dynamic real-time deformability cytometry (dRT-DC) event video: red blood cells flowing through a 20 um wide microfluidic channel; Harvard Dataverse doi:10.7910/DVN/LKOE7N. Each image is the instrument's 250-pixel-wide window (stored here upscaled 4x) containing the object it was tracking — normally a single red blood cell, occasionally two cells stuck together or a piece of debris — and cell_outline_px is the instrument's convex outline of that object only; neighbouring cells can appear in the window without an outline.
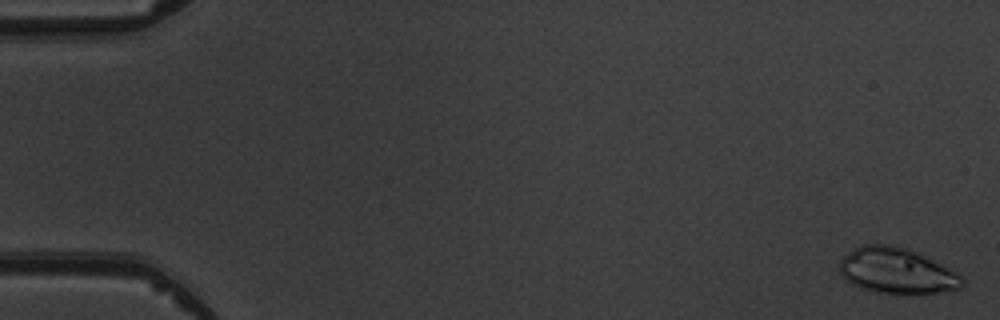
{"species": "common noctule bat (a hibernating species)", "species_latin": "Nyctalus noctula", "temperature_condition": "warm", "stored_images_in_passage": 6, "camera_frame_rate_fps": 3000, "um_per_image_px": 0.085, "animal": {"sex": "male", "body_mass_g": 19.5, "forearm_length_mm": 54.6}, "frame": {"image": 1, "passage_image": 1, "time_ms": 0.0, "image_size_px": [1000, 320], "cell_outline_px": [[964, 284], [960, 288], [936, 292], [876, 292], [860, 288], [844, 280], [840, 272], [840, 260], [848, 252], [864, 244], [892, 244], [908, 248], [956, 272], [964, 280]], "centroid_in_image_um": [76.17, 22.99], "position_along_channel_um": 8.8, "area_um2": 32.08}}
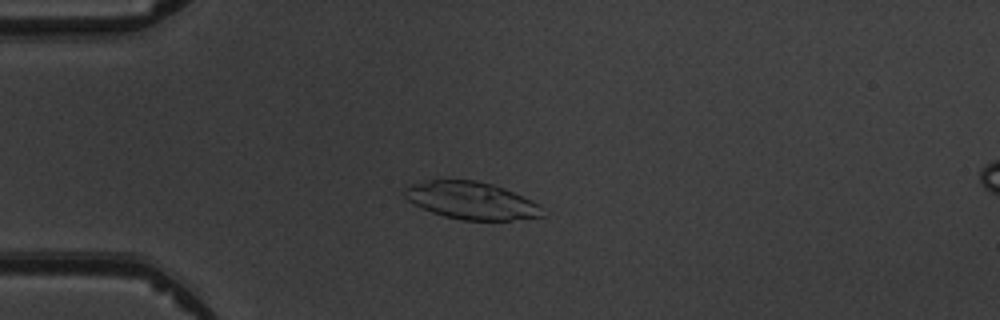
{"frame": {"image": 2, "passage_image": 4, "time_ms": 4.333, "image_size_px": [1000, 320], "cell_outline_px": [[544, 216], [512, 220], [464, 220], [444, 216], [432, 212], [412, 204], [404, 196], [404, 188], [408, 184], [432, 180], [476, 180], [492, 184], [504, 188], [532, 200], [540, 204]], "centroid_in_image_um": [40.05, 17.04], "position_along_channel_um": 45.0, "area_um2": 30.06}}
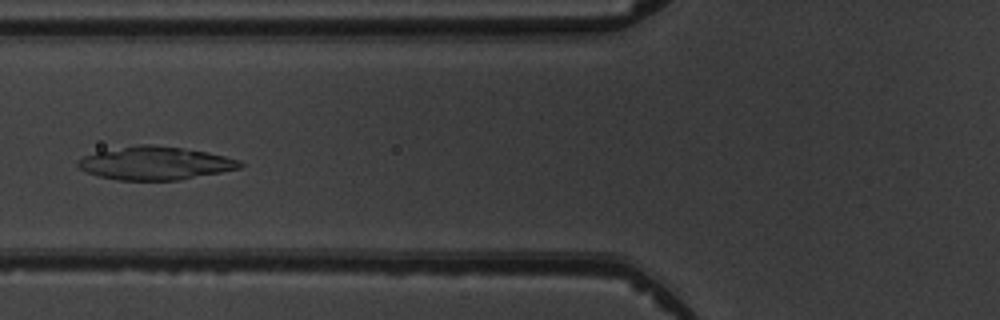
{"frame": {"image": 3, "passage_image": 6, "time_ms": 6.667, "image_size_px": [1000, 320], "cell_outline_px": [[244, 164], [240, 168], [180, 180], [116, 180], [100, 176], [88, 172], [80, 168], [76, 164], [76, 160], [84, 156], [96, 152], [140, 144], [152, 144], [208, 152], [240, 160]], "centroid_in_image_um": [13.19, 13.87], "position_along_channel_um": 112.6, "area_um2": 31.1}}